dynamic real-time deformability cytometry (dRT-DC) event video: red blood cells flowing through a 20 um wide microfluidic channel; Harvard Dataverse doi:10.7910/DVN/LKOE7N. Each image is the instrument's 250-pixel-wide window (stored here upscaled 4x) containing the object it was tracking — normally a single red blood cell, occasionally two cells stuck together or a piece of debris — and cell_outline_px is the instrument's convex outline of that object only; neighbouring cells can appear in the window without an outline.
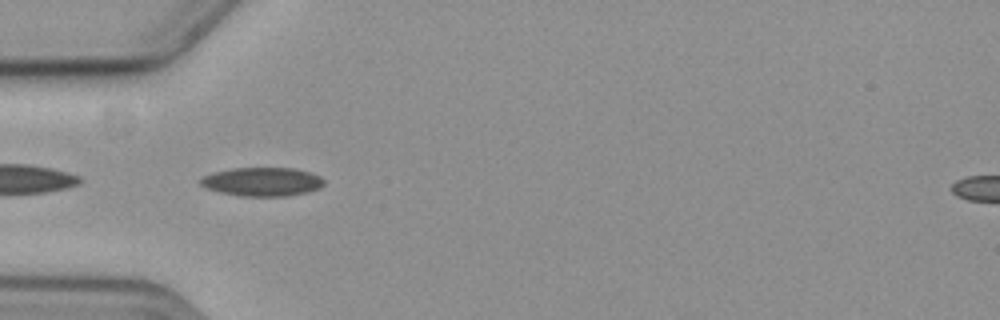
{"species": "common noctule bat (a hibernating species)", "species_latin": "Nyctalus noctula", "temperature_condition": "cold", "stored_images_in_passage": 11, "camera_frame_rate_fps": 3000, "um_per_image_px": 0.085, "animal": {"sex": "female", "body_mass_g": 19.3, "forearm_length_mm": 54.1}, "frame": {"image": 1, "passage_image": 2, "time_ms": 0.333, "image_size_px": [1000, 320], "cell_outline_px": [[324, 184], [320, 188], [308, 192], [288, 196], [240, 196], [220, 192], [208, 188], [200, 184], [200, 180], [204, 176], [212, 172], [232, 168], [296, 168], [320, 176], [324, 180]], "centroid_in_image_um": [22.31, 15.45], "position_along_channel_um": 62.7, "area_um2": 20.69}}